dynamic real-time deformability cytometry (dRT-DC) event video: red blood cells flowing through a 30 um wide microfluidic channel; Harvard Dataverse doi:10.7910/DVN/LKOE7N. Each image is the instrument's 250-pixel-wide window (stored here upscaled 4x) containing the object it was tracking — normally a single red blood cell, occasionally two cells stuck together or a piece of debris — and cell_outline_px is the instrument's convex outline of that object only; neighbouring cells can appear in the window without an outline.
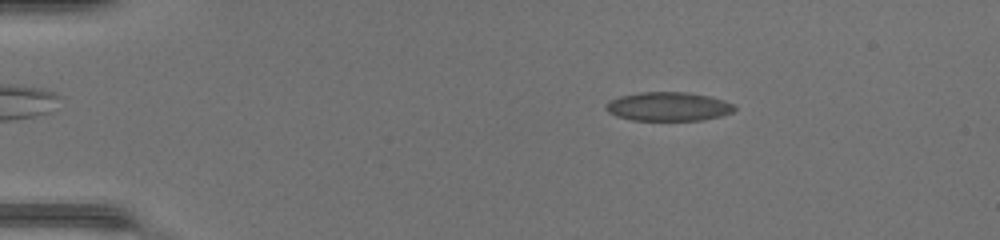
{"species": "common noctule bat (a hibernating species)", "species_latin": "Nyctalus noctula", "temperature_condition": "warm", "stored_images_in_passage": 45, "camera_frame_rate_fps": 3000, "um_per_image_px": 0.085, "animal": {"sex": "female", "body_mass_g": 17.0, "forearm_length_mm": 48.0}, "frame": {"image": 1, "passage_image": 4, "time_ms": 1.0, "image_size_px": [1000, 240], "cell_outline_px": [[736, 108], [732, 112], [720, 116], [704, 120], [632, 120], [616, 116], [608, 112], [604, 108], [608, 100], [620, 96], [640, 92], [688, 92], [708, 96], [724, 100], [732, 104]], "centroid_in_image_um": [56.77, 9.05], "position_along_channel_um": 28.2, "area_um2": 21.68}}
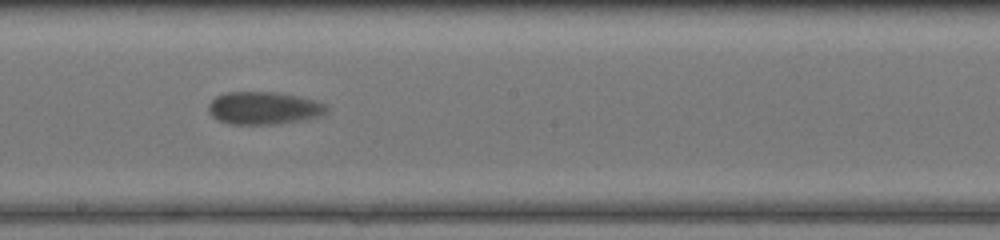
{"frame": {"image": 2, "passage_image": 24, "time_ms": 7.667, "image_size_px": [1000, 240], "cell_outline_px": [[328, 112], [320, 116], [308, 120], [280, 124], [228, 124], [212, 116], [208, 112], [208, 104], [216, 96], [228, 92], [276, 92], [316, 100], [324, 104], [328, 108]], "centroid_in_image_um": [22.45, 9.2], "position_along_channel_um": 225.8, "area_um2": 22.72}}
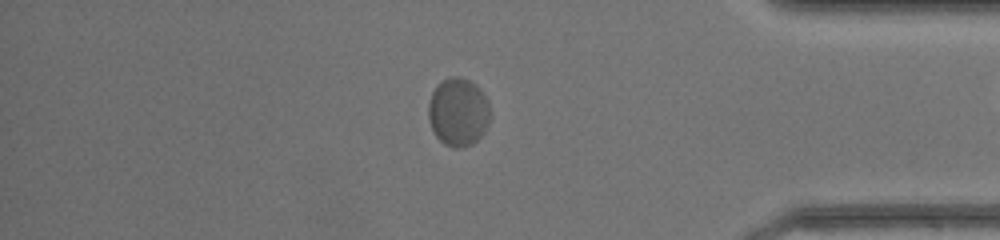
{"frame": {"image": 3, "passage_image": 38, "time_ms": 12.333, "image_size_px": [1000, 240], "cell_outline_px": [[488, 124], [484, 132], [472, 144], [460, 148], [456, 148], [444, 144], [436, 136], [432, 128], [428, 116], [428, 104], [432, 92], [440, 80], [452, 76], [456, 76], [468, 80], [476, 84], [480, 88], [488, 100]], "centroid_in_image_um": [38.93, 9.5], "position_along_channel_um": 396.3, "area_um2": 24.51}, "authors_computed_cell_mechanics": {"area_um2": 22.253, "velocity_mm_per_s": 4.1783, "shape_relaxation_time_tau1_ms": 1.9767, "shape_relaxation_time_tau2_ms": null, "deformation_change_tau1": 0.0797, "deformation_change_tau2": null}}